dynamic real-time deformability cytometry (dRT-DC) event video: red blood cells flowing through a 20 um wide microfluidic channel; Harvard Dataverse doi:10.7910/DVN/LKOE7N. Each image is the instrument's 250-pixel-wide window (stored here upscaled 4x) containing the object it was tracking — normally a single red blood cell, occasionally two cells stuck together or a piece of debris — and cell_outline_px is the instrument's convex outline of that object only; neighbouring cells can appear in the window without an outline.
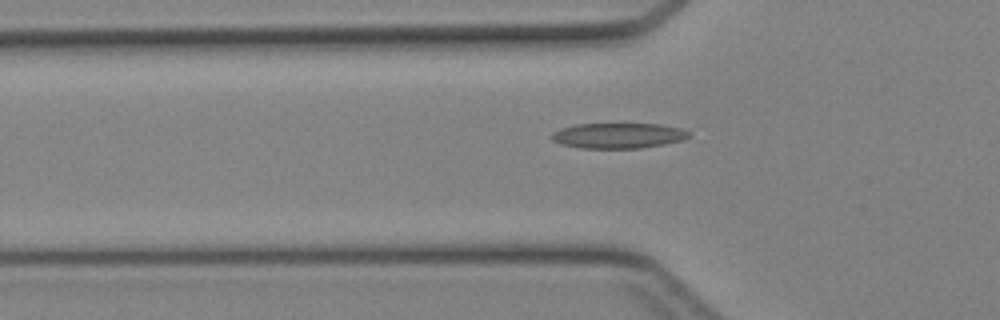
{"species": "Egyptian fruit bat (a non-hibernating species)", "species_latin": "Rousettus aegyptiacus", "temperature_condition": "cold", "stored_images_in_passage": 39, "camera_frame_rate_fps": 3000, "um_per_image_px": 0.085, "animal": {"sex": "female"}, "frame": {"image": 1, "passage_image": 14, "time_ms": 4.333, "image_size_px": [1000, 320], "cell_outline_px": [[688, 136], [680, 140], [664, 144], [640, 148], [580, 148], [560, 144], [552, 140], [552, 132], [560, 128], [572, 124], [660, 124], [680, 128], [688, 132]], "centroid_in_image_um": [52.47, 11.52], "position_along_channel_um": 73.3, "area_um2": 20.17}}
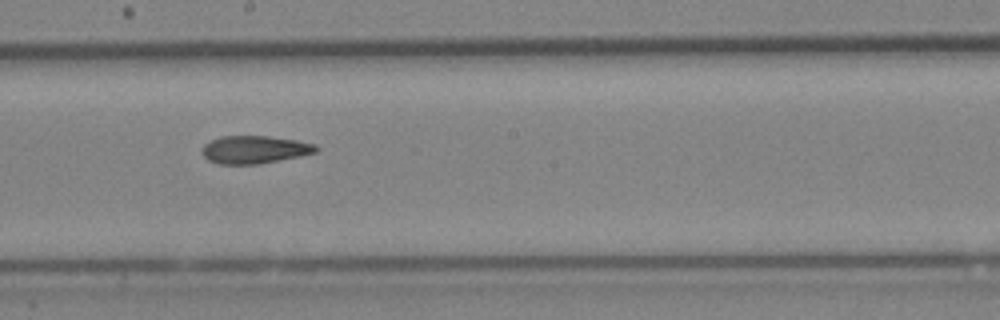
{"frame": {"image": 2, "passage_image": 24, "time_ms": 7.667, "image_size_px": [1000, 320], "cell_outline_px": [[320, 148], [316, 152], [300, 156], [256, 164], [220, 164], [208, 160], [200, 152], [200, 148], [204, 144], [220, 136], [268, 136], [296, 140], [316, 144]], "centroid_in_image_um": [21.62, 12.71], "position_along_channel_um": 226.6, "area_um2": 18.5}}
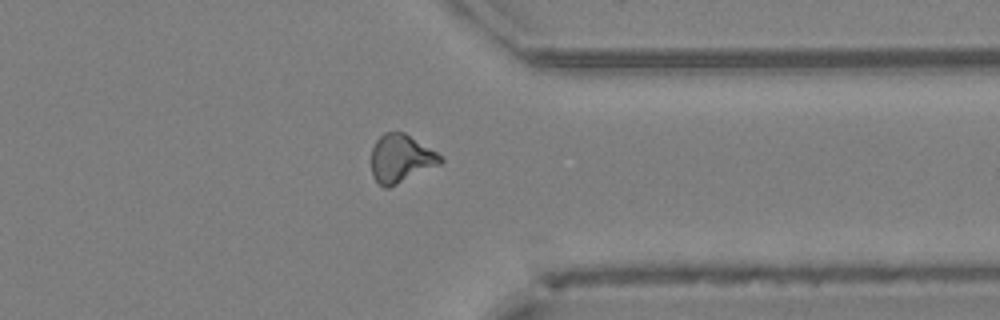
{"frame": {"image": 3, "passage_image": 34, "time_ms": 11.0, "image_size_px": [1000, 320], "cell_outline_px": [[444, 160], [440, 164], [388, 188], [384, 188], [372, 176], [372, 148], [376, 140], [384, 132], [404, 132], [444, 156]], "centroid_in_image_um": [34.09, 13.46], "position_along_channel_um": 377.3, "area_um2": 19.31}}